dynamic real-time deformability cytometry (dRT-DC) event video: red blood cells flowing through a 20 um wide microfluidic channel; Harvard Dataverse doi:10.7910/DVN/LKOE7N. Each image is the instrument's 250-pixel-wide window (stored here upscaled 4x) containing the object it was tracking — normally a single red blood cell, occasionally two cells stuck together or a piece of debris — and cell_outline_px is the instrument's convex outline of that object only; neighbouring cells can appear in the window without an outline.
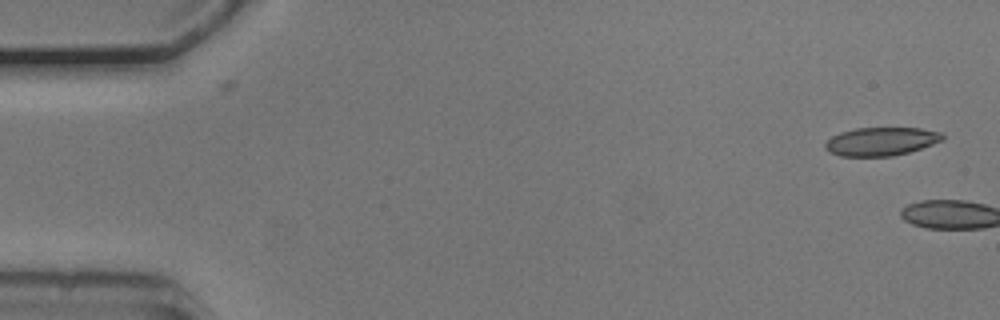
{"species": "common noctule bat (a hibernating species)", "species_latin": "Nyctalus noctula", "temperature_condition": "cold", "stored_images_in_passage": 2, "camera_frame_rate_fps": 3000, "um_per_image_px": 0.085, "animal": {"sex": "male", "body_mass_g": 20.5, "forearm_length_mm": 52.5}, "frame": {"image": 1, "passage_image": 1, "time_ms": 0.0, "image_size_px": [1000, 320], "cell_outline_px": [[944, 140], [908, 152], [892, 156], [840, 156], [824, 148], [824, 144], [832, 136], [840, 132], [856, 128], [920, 128], [944, 132]], "centroid_in_image_um": [74.92, 12.01], "position_along_channel_um": 10.1, "area_um2": 19.36}}